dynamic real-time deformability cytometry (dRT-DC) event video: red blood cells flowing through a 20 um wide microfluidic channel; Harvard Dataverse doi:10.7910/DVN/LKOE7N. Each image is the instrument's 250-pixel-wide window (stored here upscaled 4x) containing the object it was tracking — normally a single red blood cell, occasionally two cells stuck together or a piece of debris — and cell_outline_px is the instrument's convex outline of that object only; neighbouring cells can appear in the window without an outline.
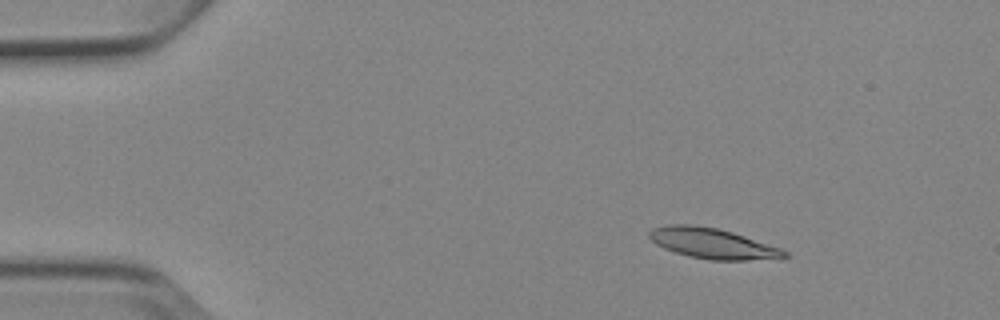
{"species": "Egyptian fruit bat (a non-hibernating species)", "species_latin": "Rousettus aegyptiacus", "temperature_condition": "cold", "stored_images_in_passage": 4, "camera_frame_rate_fps": 3000, "um_per_image_px": 0.085, "animal": {"sex": "female"}, "frame": {"image": 1, "passage_image": 2, "time_ms": 2.0, "image_size_px": [1000, 320], "cell_outline_px": [[788, 256], [748, 260], [708, 260], [688, 256], [664, 248], [656, 244], [648, 236], [648, 232], [652, 228], [668, 224], [692, 224], [716, 228], [732, 232], [780, 248], [788, 252]], "centroid_in_image_um": [60.5, 20.68], "position_along_channel_um": 24.5, "area_um2": 23.7}}